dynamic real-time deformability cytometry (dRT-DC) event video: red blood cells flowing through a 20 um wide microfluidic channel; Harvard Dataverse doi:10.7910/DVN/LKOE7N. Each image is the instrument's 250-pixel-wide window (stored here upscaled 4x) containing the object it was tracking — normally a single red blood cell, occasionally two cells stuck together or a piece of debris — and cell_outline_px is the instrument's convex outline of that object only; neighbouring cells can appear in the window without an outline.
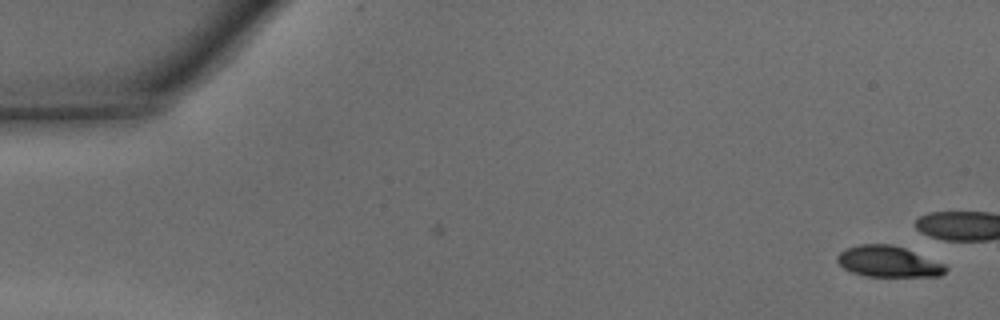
{"species": "common noctule bat (a hibernating species)", "species_latin": "Nyctalus noctula", "temperature_condition": "warm", "stored_images_in_passage": 9, "camera_frame_rate_fps": 3000, "um_per_image_px": 0.085, "animal": {"sex": "male", "body_mass_g": 15.6}, "frame": {"image": 1, "passage_image": 1, "time_ms": 0.0, "image_size_px": [1000, 320], "cell_outline_px": [[948, 268], [940, 276], [864, 276], [852, 272], [844, 268], [836, 260], [836, 256], [844, 248], [860, 244], [892, 244], [904, 248], [944, 264]], "centroid_in_image_um": [75.46, 22.23], "position_along_channel_um": 9.5, "area_um2": 19.48}}